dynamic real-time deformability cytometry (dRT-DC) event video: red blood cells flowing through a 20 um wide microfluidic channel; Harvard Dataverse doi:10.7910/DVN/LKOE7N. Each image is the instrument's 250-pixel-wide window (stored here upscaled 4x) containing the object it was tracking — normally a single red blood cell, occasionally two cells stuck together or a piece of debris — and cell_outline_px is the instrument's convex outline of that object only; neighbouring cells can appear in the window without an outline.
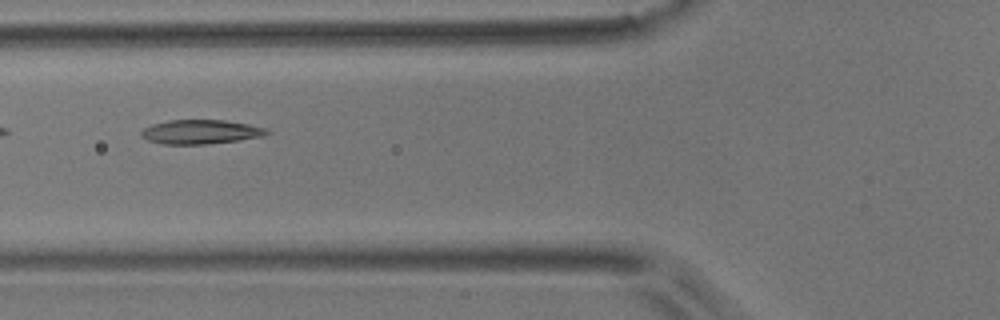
{"species": "common noctule bat (a hibernating species)", "species_latin": "Nyctalus noctula", "temperature_condition": "room temperature", "stored_images_in_passage": 9, "camera_frame_rate_fps": 3000, "um_per_image_px": 0.085, "animal": {"sex": "male", "body_mass_g": 17.9}, "frame": {"image": 1, "passage_image": 4, "time_ms": 3.333, "image_size_px": [1000, 320], "cell_outline_px": [[272, 132], [264, 136], [240, 140], [204, 144], [164, 144], [148, 140], [140, 136], [140, 132], [144, 128], [152, 124], [168, 120], [224, 120], [248, 124], [268, 128]], "centroid_in_image_um": [17.08, 11.2], "position_along_channel_um": 108.7, "area_um2": 17.8}}
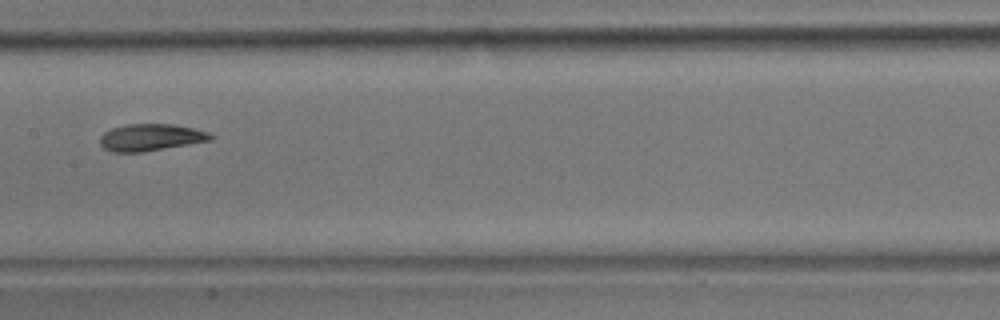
{"frame": {"image": 2, "passage_image": 6, "time_ms": 5.667, "image_size_px": [1000, 320], "cell_outline_px": [[216, 136], [212, 140], [144, 152], [112, 152], [104, 148], [100, 144], [100, 136], [104, 132], [112, 128], [128, 124], [172, 124], [192, 128], [208, 132]], "centroid_in_image_um": [12.82, 11.68], "position_along_channel_um": 194.6, "area_um2": 17.4}}
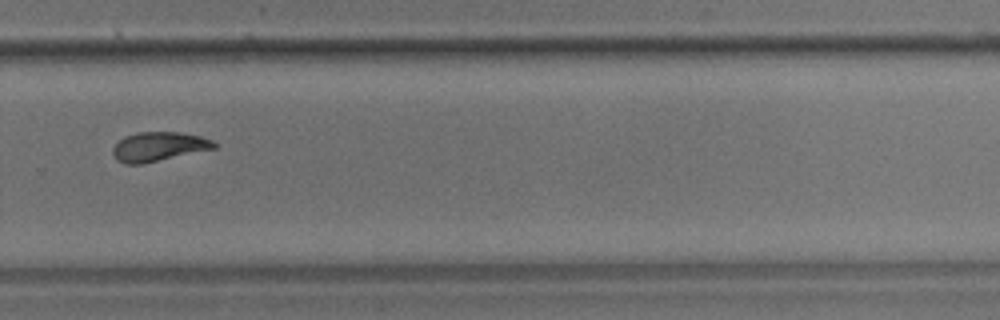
{"frame": {"image": 3, "passage_image": 9, "time_ms": 9.0, "image_size_px": [1000, 320], "cell_outline_px": [[216, 148], [144, 164], [124, 164], [116, 160], [112, 152], [112, 148], [124, 136], [136, 132], [180, 132], [200, 136], [212, 140], [216, 144]], "centroid_in_image_um": [13.46, 12.47], "position_along_channel_um": 316.3, "area_um2": 17.4}}